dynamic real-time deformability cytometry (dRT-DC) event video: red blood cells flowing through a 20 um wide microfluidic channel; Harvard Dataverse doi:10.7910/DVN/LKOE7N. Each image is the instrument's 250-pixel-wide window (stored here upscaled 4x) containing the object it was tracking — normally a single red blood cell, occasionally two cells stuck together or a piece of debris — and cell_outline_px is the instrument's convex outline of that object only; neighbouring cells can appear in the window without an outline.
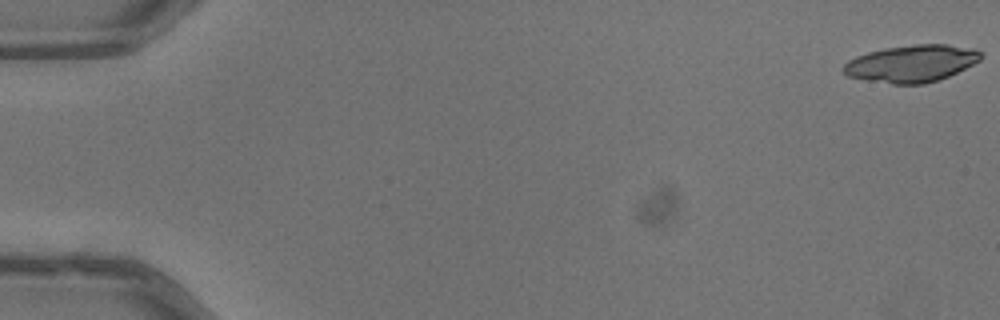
{"species": "common noctule bat (a hibernating species)", "species_latin": "Nyctalus noctula", "temperature_condition": "warm", "stored_images_in_passage": 11, "camera_frame_rate_fps": 3000, "um_per_image_px": 0.085, "animal": {"sex": "male", "body_mass_g": 13.3}, "frame": {"image": 1, "passage_image": 1, "time_ms": 0.0, "image_size_px": [1000, 320], "cell_outline_px": [[984, 56], [980, 60], [948, 76], [924, 84], [892, 84], [868, 80], [848, 76], [840, 68], [848, 60], [856, 56], [868, 52], [884, 48], [916, 44], [948, 44], [976, 48]], "centroid_in_image_um": [77.48, 5.38], "position_along_channel_um": 7.5, "area_um2": 29.71}}